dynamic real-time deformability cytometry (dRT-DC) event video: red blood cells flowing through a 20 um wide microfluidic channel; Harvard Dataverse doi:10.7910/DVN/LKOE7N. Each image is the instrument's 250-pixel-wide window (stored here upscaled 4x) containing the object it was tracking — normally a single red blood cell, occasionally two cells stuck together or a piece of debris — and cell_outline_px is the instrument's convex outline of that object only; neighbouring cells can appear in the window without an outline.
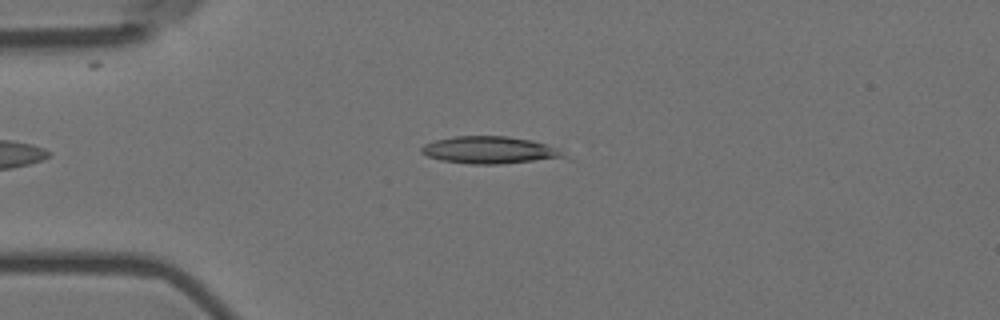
{"species": "Egyptian fruit bat (a non-hibernating species)", "species_latin": "Rousettus aegyptiacus", "temperature_condition": "room temperature", "stored_images_in_passage": 15, "camera_frame_rate_fps": 3000, "um_per_image_px": 0.085, "animal": {"sex": "female"}, "frame": {"image": 1, "passage_image": 12, "time_ms": 3.667, "image_size_px": [1000, 320], "cell_outline_px": [[572, 160], [500, 164], [472, 164], [440, 160], [428, 156], [420, 152], [420, 148], [424, 144], [436, 140], [452, 136], [508, 136], [532, 140], [556, 148], [568, 156]], "centroid_in_image_um": [41.77, 12.78], "position_along_channel_um": 43.2, "area_um2": 23.35}}